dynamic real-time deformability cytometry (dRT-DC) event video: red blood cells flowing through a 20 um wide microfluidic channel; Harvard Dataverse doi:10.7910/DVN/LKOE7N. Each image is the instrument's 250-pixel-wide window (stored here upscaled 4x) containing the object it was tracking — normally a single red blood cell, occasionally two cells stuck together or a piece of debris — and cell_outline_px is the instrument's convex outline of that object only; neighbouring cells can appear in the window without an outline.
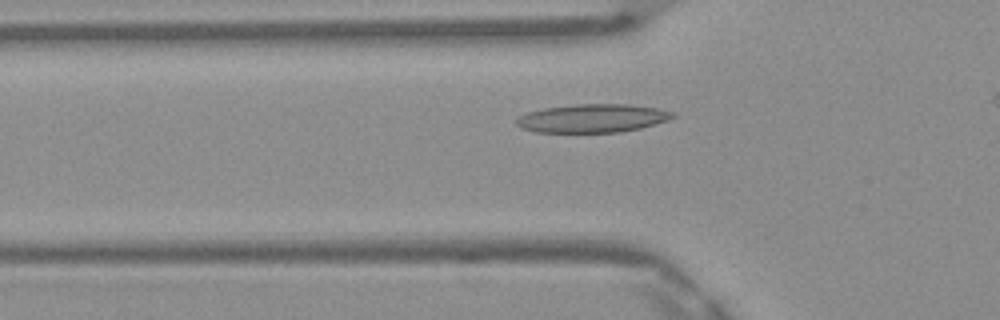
{"species": "Egyptian fruit bat (a non-hibernating species)", "species_latin": "Rousettus aegyptiacus", "temperature_condition": "warm", "stored_images_in_passage": 30, "camera_frame_rate_fps": 3000, "um_per_image_px": 0.085, "frame": {"image": 1, "passage_image": 6, "time_ms": 1.667, "image_size_px": [1000, 320], "cell_outline_px": [[676, 116], [668, 120], [640, 128], [620, 132], [536, 132], [520, 128], [516, 124], [516, 120], [520, 116], [528, 112], [544, 108], [576, 104], [628, 104], [656, 108], [676, 112]], "centroid_in_image_um": [50.37, 10.05], "position_along_channel_um": 75.4, "area_um2": 25.84}}
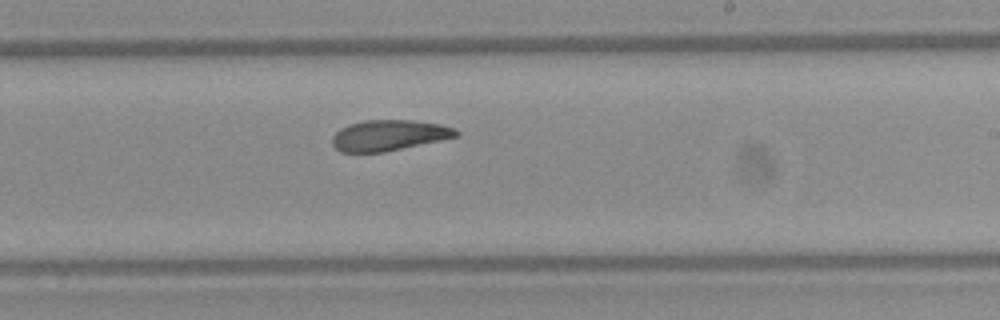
{"frame": {"image": 2, "passage_image": 19, "time_ms": 6.0, "image_size_px": [1000, 320], "cell_outline_px": [[460, 136], [384, 152], [340, 152], [332, 144], [332, 136], [340, 128], [348, 124], [364, 120], [412, 120], [440, 124], [456, 128], [460, 132]], "centroid_in_image_um": [33.07, 11.49], "position_along_channel_um": 255.9, "area_um2": 22.31}}
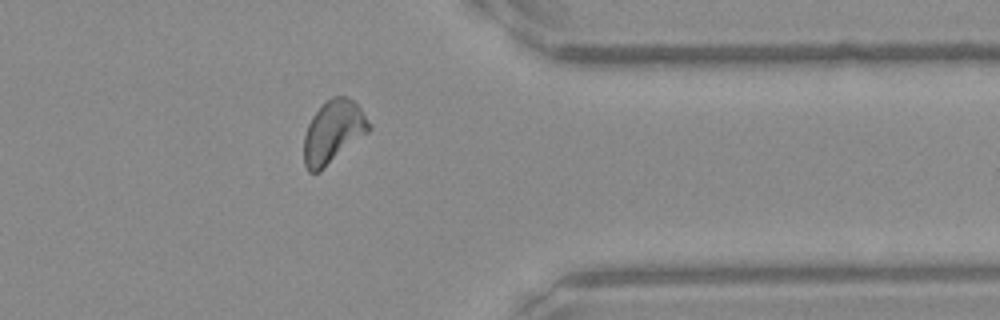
{"frame": {"image": 3, "passage_image": 29, "time_ms": 9.333, "image_size_px": [1000, 320], "cell_outline_px": [[372, 128], [368, 132], [320, 172], [308, 172], [304, 164], [304, 136], [308, 124], [312, 116], [332, 96], [348, 96], [360, 108], [372, 124]], "centroid_in_image_um": [28.33, 11.22], "position_along_channel_um": 383.1, "area_um2": 23.7}}